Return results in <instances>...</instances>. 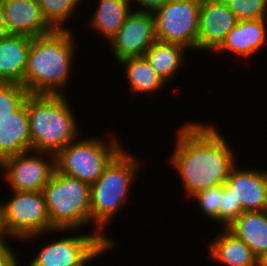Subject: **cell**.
<instances>
[{"instance_id": "1", "label": "cell", "mask_w": 267, "mask_h": 266, "mask_svg": "<svg viewBox=\"0 0 267 266\" xmlns=\"http://www.w3.org/2000/svg\"><path fill=\"white\" fill-rule=\"evenodd\" d=\"M184 125L176 134L170 163L179 173L185 194L192 199L199 191L225 184L237 164L235 151L213 124Z\"/></svg>"}, {"instance_id": "2", "label": "cell", "mask_w": 267, "mask_h": 266, "mask_svg": "<svg viewBox=\"0 0 267 266\" xmlns=\"http://www.w3.org/2000/svg\"><path fill=\"white\" fill-rule=\"evenodd\" d=\"M70 29L31 39L22 85L30 94H63L76 56Z\"/></svg>"}, {"instance_id": "3", "label": "cell", "mask_w": 267, "mask_h": 266, "mask_svg": "<svg viewBox=\"0 0 267 266\" xmlns=\"http://www.w3.org/2000/svg\"><path fill=\"white\" fill-rule=\"evenodd\" d=\"M65 94L26 97L32 150L56 155L79 137V127Z\"/></svg>"}, {"instance_id": "4", "label": "cell", "mask_w": 267, "mask_h": 266, "mask_svg": "<svg viewBox=\"0 0 267 266\" xmlns=\"http://www.w3.org/2000/svg\"><path fill=\"white\" fill-rule=\"evenodd\" d=\"M140 166L136 158L122 149L97 181L90 185L91 223L95 224L92 232L97 233L112 249H115L116 243L107 237L104 229L127 202Z\"/></svg>"}, {"instance_id": "5", "label": "cell", "mask_w": 267, "mask_h": 266, "mask_svg": "<svg viewBox=\"0 0 267 266\" xmlns=\"http://www.w3.org/2000/svg\"><path fill=\"white\" fill-rule=\"evenodd\" d=\"M50 232L80 229L91 223L90 185L56 169L43 188ZM58 231V232H57Z\"/></svg>"}, {"instance_id": "6", "label": "cell", "mask_w": 267, "mask_h": 266, "mask_svg": "<svg viewBox=\"0 0 267 266\" xmlns=\"http://www.w3.org/2000/svg\"><path fill=\"white\" fill-rule=\"evenodd\" d=\"M109 143L92 137L70 142L55 155L56 170L92 185L123 149L116 137H111Z\"/></svg>"}, {"instance_id": "7", "label": "cell", "mask_w": 267, "mask_h": 266, "mask_svg": "<svg viewBox=\"0 0 267 266\" xmlns=\"http://www.w3.org/2000/svg\"><path fill=\"white\" fill-rule=\"evenodd\" d=\"M8 201L0 202V227L5 240H32L50 232V220L43 191H12Z\"/></svg>"}, {"instance_id": "8", "label": "cell", "mask_w": 267, "mask_h": 266, "mask_svg": "<svg viewBox=\"0 0 267 266\" xmlns=\"http://www.w3.org/2000/svg\"><path fill=\"white\" fill-rule=\"evenodd\" d=\"M201 0H168L153 15L157 41L198 51Z\"/></svg>"}, {"instance_id": "9", "label": "cell", "mask_w": 267, "mask_h": 266, "mask_svg": "<svg viewBox=\"0 0 267 266\" xmlns=\"http://www.w3.org/2000/svg\"><path fill=\"white\" fill-rule=\"evenodd\" d=\"M49 241L28 266H85L112 248L97 234L71 235Z\"/></svg>"}, {"instance_id": "10", "label": "cell", "mask_w": 267, "mask_h": 266, "mask_svg": "<svg viewBox=\"0 0 267 266\" xmlns=\"http://www.w3.org/2000/svg\"><path fill=\"white\" fill-rule=\"evenodd\" d=\"M33 153V154H32ZM50 157L49 160L43 155ZM11 191L39 192L49 182L56 169L55 155L41 151H25L0 163Z\"/></svg>"}, {"instance_id": "11", "label": "cell", "mask_w": 267, "mask_h": 266, "mask_svg": "<svg viewBox=\"0 0 267 266\" xmlns=\"http://www.w3.org/2000/svg\"><path fill=\"white\" fill-rule=\"evenodd\" d=\"M157 41L153 13L133 10L117 34L110 39L111 50L118 62L124 58L144 56Z\"/></svg>"}, {"instance_id": "12", "label": "cell", "mask_w": 267, "mask_h": 266, "mask_svg": "<svg viewBox=\"0 0 267 266\" xmlns=\"http://www.w3.org/2000/svg\"><path fill=\"white\" fill-rule=\"evenodd\" d=\"M198 51H215L238 20L225 0H201Z\"/></svg>"}, {"instance_id": "13", "label": "cell", "mask_w": 267, "mask_h": 266, "mask_svg": "<svg viewBox=\"0 0 267 266\" xmlns=\"http://www.w3.org/2000/svg\"><path fill=\"white\" fill-rule=\"evenodd\" d=\"M7 34L32 38L55 30L44 18L38 0H1Z\"/></svg>"}, {"instance_id": "14", "label": "cell", "mask_w": 267, "mask_h": 266, "mask_svg": "<svg viewBox=\"0 0 267 266\" xmlns=\"http://www.w3.org/2000/svg\"><path fill=\"white\" fill-rule=\"evenodd\" d=\"M232 168L225 185L233 191L243 211L267 210V171Z\"/></svg>"}, {"instance_id": "15", "label": "cell", "mask_w": 267, "mask_h": 266, "mask_svg": "<svg viewBox=\"0 0 267 266\" xmlns=\"http://www.w3.org/2000/svg\"><path fill=\"white\" fill-rule=\"evenodd\" d=\"M266 22L267 18L238 21L214 52L233 53L234 55L249 58L267 42Z\"/></svg>"}, {"instance_id": "16", "label": "cell", "mask_w": 267, "mask_h": 266, "mask_svg": "<svg viewBox=\"0 0 267 266\" xmlns=\"http://www.w3.org/2000/svg\"><path fill=\"white\" fill-rule=\"evenodd\" d=\"M31 39L15 34L0 36V83L22 85Z\"/></svg>"}, {"instance_id": "17", "label": "cell", "mask_w": 267, "mask_h": 266, "mask_svg": "<svg viewBox=\"0 0 267 266\" xmlns=\"http://www.w3.org/2000/svg\"><path fill=\"white\" fill-rule=\"evenodd\" d=\"M29 115L25 103L11 117L0 121V163L6 158L32 150Z\"/></svg>"}, {"instance_id": "18", "label": "cell", "mask_w": 267, "mask_h": 266, "mask_svg": "<svg viewBox=\"0 0 267 266\" xmlns=\"http://www.w3.org/2000/svg\"><path fill=\"white\" fill-rule=\"evenodd\" d=\"M259 259L267 253V210L244 211L226 227Z\"/></svg>"}, {"instance_id": "19", "label": "cell", "mask_w": 267, "mask_h": 266, "mask_svg": "<svg viewBox=\"0 0 267 266\" xmlns=\"http://www.w3.org/2000/svg\"><path fill=\"white\" fill-rule=\"evenodd\" d=\"M222 229L208 245L211 259L225 266H258V258L250 247L227 228Z\"/></svg>"}, {"instance_id": "20", "label": "cell", "mask_w": 267, "mask_h": 266, "mask_svg": "<svg viewBox=\"0 0 267 266\" xmlns=\"http://www.w3.org/2000/svg\"><path fill=\"white\" fill-rule=\"evenodd\" d=\"M99 4L89 21L91 29L108 39L113 38L133 11L131 0H98Z\"/></svg>"}, {"instance_id": "21", "label": "cell", "mask_w": 267, "mask_h": 266, "mask_svg": "<svg viewBox=\"0 0 267 266\" xmlns=\"http://www.w3.org/2000/svg\"><path fill=\"white\" fill-rule=\"evenodd\" d=\"M118 63L125 67L131 95L147 93L150 96L161 90L166 83L150 66L145 56L124 58Z\"/></svg>"}, {"instance_id": "22", "label": "cell", "mask_w": 267, "mask_h": 266, "mask_svg": "<svg viewBox=\"0 0 267 266\" xmlns=\"http://www.w3.org/2000/svg\"><path fill=\"white\" fill-rule=\"evenodd\" d=\"M187 48L171 43L156 41L146 52L145 57L156 73L168 83L174 78L185 60ZM182 64V65H181Z\"/></svg>"}, {"instance_id": "23", "label": "cell", "mask_w": 267, "mask_h": 266, "mask_svg": "<svg viewBox=\"0 0 267 266\" xmlns=\"http://www.w3.org/2000/svg\"><path fill=\"white\" fill-rule=\"evenodd\" d=\"M84 1V0H83ZM45 20L55 29L64 30V23L71 17L82 0H38Z\"/></svg>"}, {"instance_id": "24", "label": "cell", "mask_w": 267, "mask_h": 266, "mask_svg": "<svg viewBox=\"0 0 267 266\" xmlns=\"http://www.w3.org/2000/svg\"><path fill=\"white\" fill-rule=\"evenodd\" d=\"M28 90L17 83H0V121L11 117L26 100Z\"/></svg>"}, {"instance_id": "25", "label": "cell", "mask_w": 267, "mask_h": 266, "mask_svg": "<svg viewBox=\"0 0 267 266\" xmlns=\"http://www.w3.org/2000/svg\"><path fill=\"white\" fill-rule=\"evenodd\" d=\"M237 20L267 18V0H225Z\"/></svg>"}, {"instance_id": "26", "label": "cell", "mask_w": 267, "mask_h": 266, "mask_svg": "<svg viewBox=\"0 0 267 266\" xmlns=\"http://www.w3.org/2000/svg\"><path fill=\"white\" fill-rule=\"evenodd\" d=\"M193 199L198 201V206L205 216L219 223V208L222 201V185L199 191Z\"/></svg>"}, {"instance_id": "27", "label": "cell", "mask_w": 267, "mask_h": 266, "mask_svg": "<svg viewBox=\"0 0 267 266\" xmlns=\"http://www.w3.org/2000/svg\"><path fill=\"white\" fill-rule=\"evenodd\" d=\"M243 211L241 203L225 184H222V201L219 208V224L224 228L229 226Z\"/></svg>"}, {"instance_id": "28", "label": "cell", "mask_w": 267, "mask_h": 266, "mask_svg": "<svg viewBox=\"0 0 267 266\" xmlns=\"http://www.w3.org/2000/svg\"><path fill=\"white\" fill-rule=\"evenodd\" d=\"M5 240L0 245V266H20L17 254L13 252Z\"/></svg>"}, {"instance_id": "29", "label": "cell", "mask_w": 267, "mask_h": 266, "mask_svg": "<svg viewBox=\"0 0 267 266\" xmlns=\"http://www.w3.org/2000/svg\"><path fill=\"white\" fill-rule=\"evenodd\" d=\"M137 1V4L141 7L139 11H144L148 13H154L157 9L161 8L168 0H133ZM132 2V0H131Z\"/></svg>"}, {"instance_id": "30", "label": "cell", "mask_w": 267, "mask_h": 266, "mask_svg": "<svg viewBox=\"0 0 267 266\" xmlns=\"http://www.w3.org/2000/svg\"><path fill=\"white\" fill-rule=\"evenodd\" d=\"M7 34L3 5L0 1V36Z\"/></svg>"}, {"instance_id": "31", "label": "cell", "mask_w": 267, "mask_h": 266, "mask_svg": "<svg viewBox=\"0 0 267 266\" xmlns=\"http://www.w3.org/2000/svg\"><path fill=\"white\" fill-rule=\"evenodd\" d=\"M258 266H267V253L258 259Z\"/></svg>"}, {"instance_id": "32", "label": "cell", "mask_w": 267, "mask_h": 266, "mask_svg": "<svg viewBox=\"0 0 267 266\" xmlns=\"http://www.w3.org/2000/svg\"><path fill=\"white\" fill-rule=\"evenodd\" d=\"M5 241V238L2 234L1 227H0V245Z\"/></svg>"}]
</instances>
